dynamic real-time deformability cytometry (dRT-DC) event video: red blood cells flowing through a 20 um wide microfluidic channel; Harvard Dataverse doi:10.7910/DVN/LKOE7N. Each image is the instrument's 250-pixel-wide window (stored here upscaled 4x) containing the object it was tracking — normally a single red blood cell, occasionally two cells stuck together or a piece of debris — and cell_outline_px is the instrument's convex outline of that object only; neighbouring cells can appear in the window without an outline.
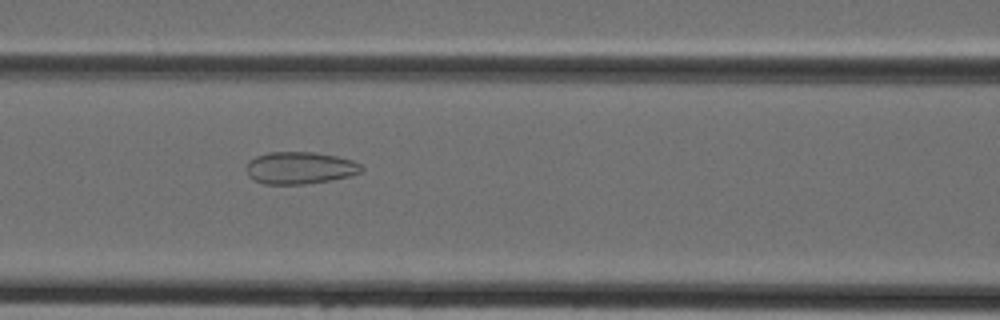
{"species": "Egyptian fruit bat (a non-hibernating species)", "species_latin": "Rousettus aegyptiacus", "temperature_condition": "cold", "stored_images_in_passage": 45, "camera_frame_rate_fps": 3000, "um_per_image_px": 0.085, "animal": {"sex": "female"}, "frame": {"image": 1, "passage_image": 19, "time_ms": 6.0, "image_size_px": [1000, 320], "cell_outline_px": [[364, 168], [360, 172], [352, 176], [304, 184], [264, 184], [248, 176], [244, 168], [248, 160], [256, 156], [268, 152], [312, 152], [336, 156], [352, 160], [360, 164]], "centroid_in_image_um": [25.45, 14.27], "position_along_channel_um": 141.1, "area_um2": 21.68}}
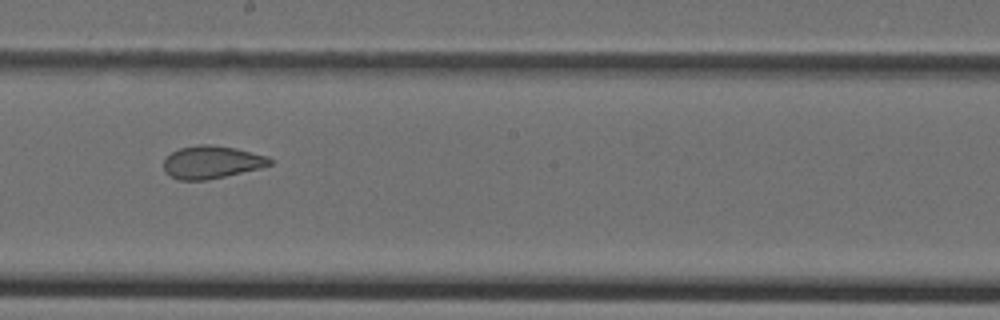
{"frame": {"image": 2, "passage_image": 25, "time_ms": 8.0, "image_size_px": [1000, 320], "cell_outline_px": [[272, 164], [260, 168], [208, 180], [180, 180], [164, 172], [164, 160], [172, 152], [180, 148], [200, 144], [208, 144], [236, 148], [268, 156], [272, 160]], "centroid_in_image_um": [18.0, 13.78], "position_along_channel_um": 230.2, "area_um2": 20.17}}
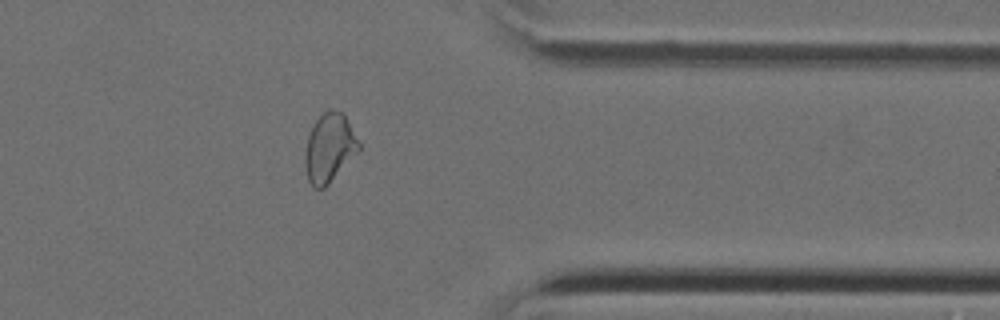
{"frame": {"image": 3, "passage_image": 36, "time_ms": 11.667, "image_size_px": [1000, 320], "cell_outline_px": [[360, 148], [328, 184], [324, 188], [312, 188], [308, 180], [304, 164], [304, 156], [308, 136], [316, 120], [328, 108], [332, 108], [344, 112], [360, 144]], "centroid_in_image_um": [27.97, 12.54], "position_along_channel_um": 383.4, "area_um2": 21.39}}